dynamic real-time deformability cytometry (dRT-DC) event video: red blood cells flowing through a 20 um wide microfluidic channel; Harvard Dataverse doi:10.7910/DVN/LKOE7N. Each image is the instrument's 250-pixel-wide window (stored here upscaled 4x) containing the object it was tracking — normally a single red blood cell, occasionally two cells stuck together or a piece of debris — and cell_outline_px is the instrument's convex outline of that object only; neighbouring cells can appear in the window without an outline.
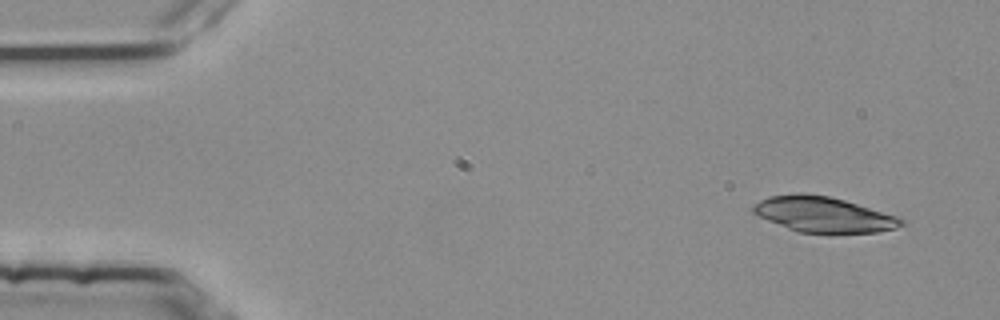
{"species": "common noctule bat (a hibernating species)", "species_latin": "Nyctalus noctula", "temperature_condition": "room temperature", "stored_images_in_passage": 3, "camera_frame_rate_fps": 3000, "um_per_image_px": 0.085, "animal": {"sex": "female", "body_mass_g": 25.1}, "frame": {"image": 1, "passage_image": 1, "time_ms": 0.0, "image_size_px": [1000, 320], "cell_outline_px": [[904, 224], [896, 228], [876, 232], [796, 232], [768, 220], [752, 212], [752, 204], [768, 196], [796, 192], [804, 192], [828, 196], [844, 200], [896, 216], [904, 220]], "centroid_in_image_um": [69.93, 18.21], "position_along_channel_um": 15.1, "area_um2": 30.35}}